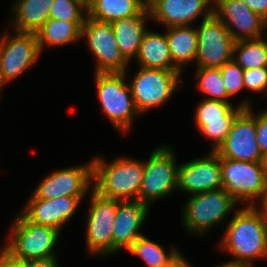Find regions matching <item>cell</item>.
<instances>
[{"label": "cell", "instance_id": "6da1fadb", "mask_svg": "<svg viewBox=\"0 0 267 267\" xmlns=\"http://www.w3.org/2000/svg\"><path fill=\"white\" fill-rule=\"evenodd\" d=\"M219 248L234 258L229 261L254 267L256 259H267V240L261 213L245 206L229 220Z\"/></svg>", "mask_w": 267, "mask_h": 267}, {"label": "cell", "instance_id": "7a4b0ae2", "mask_svg": "<svg viewBox=\"0 0 267 267\" xmlns=\"http://www.w3.org/2000/svg\"><path fill=\"white\" fill-rule=\"evenodd\" d=\"M143 175L144 161L125 156L111 162L92 159V190L108 199L139 200Z\"/></svg>", "mask_w": 267, "mask_h": 267}, {"label": "cell", "instance_id": "3957f363", "mask_svg": "<svg viewBox=\"0 0 267 267\" xmlns=\"http://www.w3.org/2000/svg\"><path fill=\"white\" fill-rule=\"evenodd\" d=\"M12 222L7 243L2 246L7 253L24 261L57 257L55 247L59 242L60 231L32 223L21 212Z\"/></svg>", "mask_w": 267, "mask_h": 267}, {"label": "cell", "instance_id": "277c9868", "mask_svg": "<svg viewBox=\"0 0 267 267\" xmlns=\"http://www.w3.org/2000/svg\"><path fill=\"white\" fill-rule=\"evenodd\" d=\"M220 167L222 188L238 204L243 202L246 206H257L267 202V171L262 162L220 157Z\"/></svg>", "mask_w": 267, "mask_h": 267}, {"label": "cell", "instance_id": "5b68a950", "mask_svg": "<svg viewBox=\"0 0 267 267\" xmlns=\"http://www.w3.org/2000/svg\"><path fill=\"white\" fill-rule=\"evenodd\" d=\"M238 205L224 189L190 195L182 207V222L191 235H204L209 229L224 221ZM234 208V209H233Z\"/></svg>", "mask_w": 267, "mask_h": 267}, {"label": "cell", "instance_id": "8992f818", "mask_svg": "<svg viewBox=\"0 0 267 267\" xmlns=\"http://www.w3.org/2000/svg\"><path fill=\"white\" fill-rule=\"evenodd\" d=\"M97 96L113 128L128 132L139 116L125 73H94Z\"/></svg>", "mask_w": 267, "mask_h": 267}, {"label": "cell", "instance_id": "52a82bcc", "mask_svg": "<svg viewBox=\"0 0 267 267\" xmlns=\"http://www.w3.org/2000/svg\"><path fill=\"white\" fill-rule=\"evenodd\" d=\"M181 75L179 70L139 67L130 83L128 82L139 114L166 103L182 87Z\"/></svg>", "mask_w": 267, "mask_h": 267}, {"label": "cell", "instance_id": "ba28073f", "mask_svg": "<svg viewBox=\"0 0 267 267\" xmlns=\"http://www.w3.org/2000/svg\"><path fill=\"white\" fill-rule=\"evenodd\" d=\"M175 153L170 146L155 148L147 161L144 160V175L139 190V201L151 206L174 190H178V167Z\"/></svg>", "mask_w": 267, "mask_h": 267}, {"label": "cell", "instance_id": "9c48e42d", "mask_svg": "<svg viewBox=\"0 0 267 267\" xmlns=\"http://www.w3.org/2000/svg\"><path fill=\"white\" fill-rule=\"evenodd\" d=\"M95 57V73H125L129 61L124 57L115 39L111 23L99 22L86 16L81 39Z\"/></svg>", "mask_w": 267, "mask_h": 267}, {"label": "cell", "instance_id": "30bf717a", "mask_svg": "<svg viewBox=\"0 0 267 267\" xmlns=\"http://www.w3.org/2000/svg\"><path fill=\"white\" fill-rule=\"evenodd\" d=\"M7 31L0 36V83L5 86L19 78L41 56L35 33Z\"/></svg>", "mask_w": 267, "mask_h": 267}, {"label": "cell", "instance_id": "8fae6325", "mask_svg": "<svg viewBox=\"0 0 267 267\" xmlns=\"http://www.w3.org/2000/svg\"><path fill=\"white\" fill-rule=\"evenodd\" d=\"M196 27V68H220L233 59L235 40L214 14Z\"/></svg>", "mask_w": 267, "mask_h": 267}, {"label": "cell", "instance_id": "7c38bea8", "mask_svg": "<svg viewBox=\"0 0 267 267\" xmlns=\"http://www.w3.org/2000/svg\"><path fill=\"white\" fill-rule=\"evenodd\" d=\"M87 215L86 245L91 255L113 254V227L118 199H108L90 191Z\"/></svg>", "mask_w": 267, "mask_h": 267}, {"label": "cell", "instance_id": "4fadbf2b", "mask_svg": "<svg viewBox=\"0 0 267 267\" xmlns=\"http://www.w3.org/2000/svg\"><path fill=\"white\" fill-rule=\"evenodd\" d=\"M252 107L248 99L236 106L232 102L203 98L195 111V123L206 139L213 140L212 149L215 152L224 142L236 116L244 109Z\"/></svg>", "mask_w": 267, "mask_h": 267}, {"label": "cell", "instance_id": "5bb4252c", "mask_svg": "<svg viewBox=\"0 0 267 267\" xmlns=\"http://www.w3.org/2000/svg\"><path fill=\"white\" fill-rule=\"evenodd\" d=\"M253 107L244 108L234 119L224 142L215 151L221 158L244 162H262L256 141L255 113Z\"/></svg>", "mask_w": 267, "mask_h": 267}, {"label": "cell", "instance_id": "9a60e30c", "mask_svg": "<svg viewBox=\"0 0 267 267\" xmlns=\"http://www.w3.org/2000/svg\"><path fill=\"white\" fill-rule=\"evenodd\" d=\"M92 189L91 160L85 165L66 167L45 176L29 198L56 199L63 196L84 197Z\"/></svg>", "mask_w": 267, "mask_h": 267}, {"label": "cell", "instance_id": "2e32d148", "mask_svg": "<svg viewBox=\"0 0 267 267\" xmlns=\"http://www.w3.org/2000/svg\"><path fill=\"white\" fill-rule=\"evenodd\" d=\"M213 14L223 22L235 41L261 38L267 29V20L243 0H215Z\"/></svg>", "mask_w": 267, "mask_h": 267}, {"label": "cell", "instance_id": "e0dca14e", "mask_svg": "<svg viewBox=\"0 0 267 267\" xmlns=\"http://www.w3.org/2000/svg\"><path fill=\"white\" fill-rule=\"evenodd\" d=\"M222 188L220 156L213 151L206 156L179 164L178 189L190 195Z\"/></svg>", "mask_w": 267, "mask_h": 267}, {"label": "cell", "instance_id": "ac0fdd59", "mask_svg": "<svg viewBox=\"0 0 267 267\" xmlns=\"http://www.w3.org/2000/svg\"><path fill=\"white\" fill-rule=\"evenodd\" d=\"M84 197L63 196L56 199L29 198L21 213L32 223L49 226L61 232Z\"/></svg>", "mask_w": 267, "mask_h": 267}, {"label": "cell", "instance_id": "d6986e66", "mask_svg": "<svg viewBox=\"0 0 267 267\" xmlns=\"http://www.w3.org/2000/svg\"><path fill=\"white\" fill-rule=\"evenodd\" d=\"M211 2V0H159L150 9V20L166 28L191 25L200 16L203 15L202 20H204L213 14Z\"/></svg>", "mask_w": 267, "mask_h": 267}, {"label": "cell", "instance_id": "ffe728a7", "mask_svg": "<svg viewBox=\"0 0 267 267\" xmlns=\"http://www.w3.org/2000/svg\"><path fill=\"white\" fill-rule=\"evenodd\" d=\"M150 208L139 200H118L113 227V255L128 250L133 242L144 235L139 232Z\"/></svg>", "mask_w": 267, "mask_h": 267}, {"label": "cell", "instance_id": "44dd1931", "mask_svg": "<svg viewBox=\"0 0 267 267\" xmlns=\"http://www.w3.org/2000/svg\"><path fill=\"white\" fill-rule=\"evenodd\" d=\"M147 19H151L150 10L143 9L135 16L111 23L119 48L129 62L138 55L140 44L148 30Z\"/></svg>", "mask_w": 267, "mask_h": 267}, {"label": "cell", "instance_id": "7402d4cb", "mask_svg": "<svg viewBox=\"0 0 267 267\" xmlns=\"http://www.w3.org/2000/svg\"><path fill=\"white\" fill-rule=\"evenodd\" d=\"M55 0H14L10 19L16 32L35 33L48 19Z\"/></svg>", "mask_w": 267, "mask_h": 267}, {"label": "cell", "instance_id": "603a6c76", "mask_svg": "<svg viewBox=\"0 0 267 267\" xmlns=\"http://www.w3.org/2000/svg\"><path fill=\"white\" fill-rule=\"evenodd\" d=\"M135 60L142 68L178 70L172 62L165 33L147 30L140 44Z\"/></svg>", "mask_w": 267, "mask_h": 267}, {"label": "cell", "instance_id": "cb8c5ba5", "mask_svg": "<svg viewBox=\"0 0 267 267\" xmlns=\"http://www.w3.org/2000/svg\"><path fill=\"white\" fill-rule=\"evenodd\" d=\"M173 65L182 73L186 64L195 62L197 53L196 27L175 26L166 28Z\"/></svg>", "mask_w": 267, "mask_h": 267}, {"label": "cell", "instance_id": "d4e9b609", "mask_svg": "<svg viewBox=\"0 0 267 267\" xmlns=\"http://www.w3.org/2000/svg\"><path fill=\"white\" fill-rule=\"evenodd\" d=\"M84 22H67L49 18L36 32L40 53L48 47H59L76 43L81 39Z\"/></svg>", "mask_w": 267, "mask_h": 267}, {"label": "cell", "instance_id": "484cf974", "mask_svg": "<svg viewBox=\"0 0 267 267\" xmlns=\"http://www.w3.org/2000/svg\"><path fill=\"white\" fill-rule=\"evenodd\" d=\"M86 7L87 17L107 23L135 16L143 10L138 0H91Z\"/></svg>", "mask_w": 267, "mask_h": 267}, {"label": "cell", "instance_id": "4316f807", "mask_svg": "<svg viewBox=\"0 0 267 267\" xmlns=\"http://www.w3.org/2000/svg\"><path fill=\"white\" fill-rule=\"evenodd\" d=\"M172 247L167 253L161 244L142 235L133 242L127 251L133 256H139L147 265L146 267H171L183 256L178 248Z\"/></svg>", "mask_w": 267, "mask_h": 267}, {"label": "cell", "instance_id": "83f0119b", "mask_svg": "<svg viewBox=\"0 0 267 267\" xmlns=\"http://www.w3.org/2000/svg\"><path fill=\"white\" fill-rule=\"evenodd\" d=\"M233 56L243 70L267 66V40L261 37L236 41Z\"/></svg>", "mask_w": 267, "mask_h": 267}, {"label": "cell", "instance_id": "f1b7e54d", "mask_svg": "<svg viewBox=\"0 0 267 267\" xmlns=\"http://www.w3.org/2000/svg\"><path fill=\"white\" fill-rule=\"evenodd\" d=\"M195 76L199 91L207 95L205 98L230 102L231 97L227 94L220 68H197Z\"/></svg>", "mask_w": 267, "mask_h": 267}, {"label": "cell", "instance_id": "f546056e", "mask_svg": "<svg viewBox=\"0 0 267 267\" xmlns=\"http://www.w3.org/2000/svg\"><path fill=\"white\" fill-rule=\"evenodd\" d=\"M87 7L80 0H55L51 6L49 18L67 22H84Z\"/></svg>", "mask_w": 267, "mask_h": 267}, {"label": "cell", "instance_id": "4dcf8cb0", "mask_svg": "<svg viewBox=\"0 0 267 267\" xmlns=\"http://www.w3.org/2000/svg\"><path fill=\"white\" fill-rule=\"evenodd\" d=\"M220 71L227 94L231 98L244 89V70L234 61V59L226 62L220 67Z\"/></svg>", "mask_w": 267, "mask_h": 267}, {"label": "cell", "instance_id": "1f68e13d", "mask_svg": "<svg viewBox=\"0 0 267 267\" xmlns=\"http://www.w3.org/2000/svg\"><path fill=\"white\" fill-rule=\"evenodd\" d=\"M244 89L253 93H267V66L244 70L243 72ZM266 92V93H265Z\"/></svg>", "mask_w": 267, "mask_h": 267}, {"label": "cell", "instance_id": "d6a6232c", "mask_svg": "<svg viewBox=\"0 0 267 267\" xmlns=\"http://www.w3.org/2000/svg\"><path fill=\"white\" fill-rule=\"evenodd\" d=\"M256 141L262 154L267 152V109L255 113Z\"/></svg>", "mask_w": 267, "mask_h": 267}, {"label": "cell", "instance_id": "836d02e7", "mask_svg": "<svg viewBox=\"0 0 267 267\" xmlns=\"http://www.w3.org/2000/svg\"><path fill=\"white\" fill-rule=\"evenodd\" d=\"M0 267H27V261L19 260L0 249Z\"/></svg>", "mask_w": 267, "mask_h": 267}, {"label": "cell", "instance_id": "e575fe53", "mask_svg": "<svg viewBox=\"0 0 267 267\" xmlns=\"http://www.w3.org/2000/svg\"><path fill=\"white\" fill-rule=\"evenodd\" d=\"M255 13L267 20V0H243Z\"/></svg>", "mask_w": 267, "mask_h": 267}, {"label": "cell", "instance_id": "d590c367", "mask_svg": "<svg viewBox=\"0 0 267 267\" xmlns=\"http://www.w3.org/2000/svg\"><path fill=\"white\" fill-rule=\"evenodd\" d=\"M27 267H58V259L53 257L45 260H29Z\"/></svg>", "mask_w": 267, "mask_h": 267}, {"label": "cell", "instance_id": "8d00e7d4", "mask_svg": "<svg viewBox=\"0 0 267 267\" xmlns=\"http://www.w3.org/2000/svg\"><path fill=\"white\" fill-rule=\"evenodd\" d=\"M260 205V206H259ZM260 213L264 223L265 235L267 240V202L254 206Z\"/></svg>", "mask_w": 267, "mask_h": 267}, {"label": "cell", "instance_id": "74e56055", "mask_svg": "<svg viewBox=\"0 0 267 267\" xmlns=\"http://www.w3.org/2000/svg\"><path fill=\"white\" fill-rule=\"evenodd\" d=\"M159 0H138L143 9L150 10Z\"/></svg>", "mask_w": 267, "mask_h": 267}, {"label": "cell", "instance_id": "f35d334b", "mask_svg": "<svg viewBox=\"0 0 267 267\" xmlns=\"http://www.w3.org/2000/svg\"><path fill=\"white\" fill-rule=\"evenodd\" d=\"M171 267H192L189 264L185 256L183 255L179 260H177Z\"/></svg>", "mask_w": 267, "mask_h": 267}, {"label": "cell", "instance_id": "ab89813d", "mask_svg": "<svg viewBox=\"0 0 267 267\" xmlns=\"http://www.w3.org/2000/svg\"><path fill=\"white\" fill-rule=\"evenodd\" d=\"M215 267H247V266L239 264V263H235V262H232V261H226L225 263L219 264V265H217Z\"/></svg>", "mask_w": 267, "mask_h": 267}, {"label": "cell", "instance_id": "60d3db41", "mask_svg": "<svg viewBox=\"0 0 267 267\" xmlns=\"http://www.w3.org/2000/svg\"><path fill=\"white\" fill-rule=\"evenodd\" d=\"M263 165L266 168L267 171V152L265 154H263V160H262Z\"/></svg>", "mask_w": 267, "mask_h": 267}, {"label": "cell", "instance_id": "b9f144b4", "mask_svg": "<svg viewBox=\"0 0 267 267\" xmlns=\"http://www.w3.org/2000/svg\"><path fill=\"white\" fill-rule=\"evenodd\" d=\"M80 1L87 6L91 0H80Z\"/></svg>", "mask_w": 267, "mask_h": 267}, {"label": "cell", "instance_id": "7bdbcfd3", "mask_svg": "<svg viewBox=\"0 0 267 267\" xmlns=\"http://www.w3.org/2000/svg\"><path fill=\"white\" fill-rule=\"evenodd\" d=\"M3 85L0 83V96H1V91H2Z\"/></svg>", "mask_w": 267, "mask_h": 267}]
</instances>
